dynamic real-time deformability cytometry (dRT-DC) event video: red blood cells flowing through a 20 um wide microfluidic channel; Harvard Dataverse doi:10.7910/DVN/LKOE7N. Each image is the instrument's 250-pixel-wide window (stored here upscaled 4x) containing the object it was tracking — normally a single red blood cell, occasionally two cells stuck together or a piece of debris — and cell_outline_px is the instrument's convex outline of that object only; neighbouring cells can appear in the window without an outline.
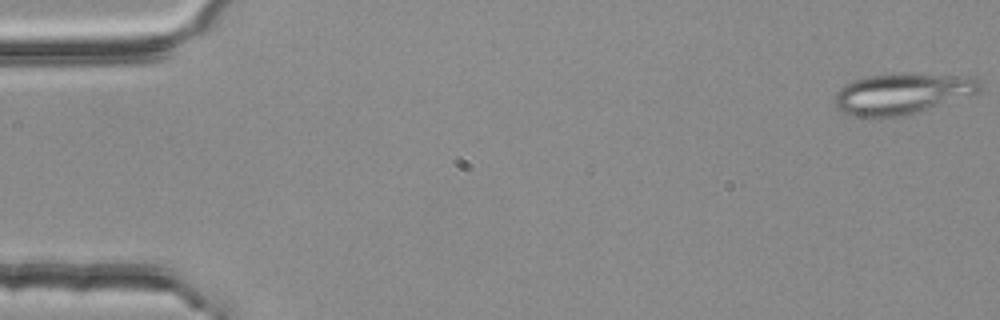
{"species": "common noctule bat (a hibernating species)", "species_latin": "Nyctalus noctula", "temperature_condition": "room temperature", "stored_images_in_passage": 4, "camera_frame_rate_fps": 3000, "um_per_image_px": 0.085, "animal": {"sex": "female", "body_mass_g": 25.1}, "frame": {"image": 1, "passage_image": 1, "time_ms": 0.0, "image_size_px": [1000, 320], "cell_outline_px": [[980, 92], [912, 112], [896, 116], [852, 116], [840, 112], [836, 108], [832, 100], [836, 92], [844, 84], [852, 80], [868, 76], [900, 72], [976, 76], [980, 80]], "centroid_in_image_um": [76.63, 7.91], "position_along_channel_um": 8.4, "area_um2": 34.62}}